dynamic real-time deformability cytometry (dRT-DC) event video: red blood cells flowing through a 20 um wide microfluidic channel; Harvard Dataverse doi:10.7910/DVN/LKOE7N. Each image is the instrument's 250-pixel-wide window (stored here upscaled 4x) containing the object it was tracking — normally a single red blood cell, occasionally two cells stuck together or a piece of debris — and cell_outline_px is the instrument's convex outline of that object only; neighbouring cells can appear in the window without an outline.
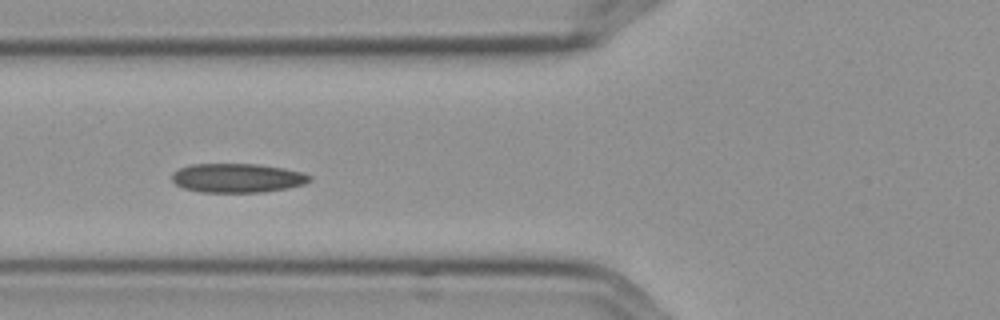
{"species": "Egyptian fruit bat (a non-hibernating species)", "species_latin": "Rousettus aegyptiacus", "temperature_condition": "cold", "stored_images_in_passage": 7, "camera_frame_rate_fps": 3000, "um_per_image_px": 0.085, "frame": {"image": 1, "passage_image": 5, "time_ms": 1.333, "image_size_px": [1000, 320], "cell_outline_px": [[312, 180], [304, 184], [288, 188], [260, 192], [200, 192], [184, 188], [176, 184], [172, 180], [172, 172], [180, 168], [192, 164], [256, 164], [284, 168], [300, 172], [312, 176]], "centroid_in_image_um": [20.17, 15.13], "position_along_channel_um": 105.6, "area_um2": 23.29}}
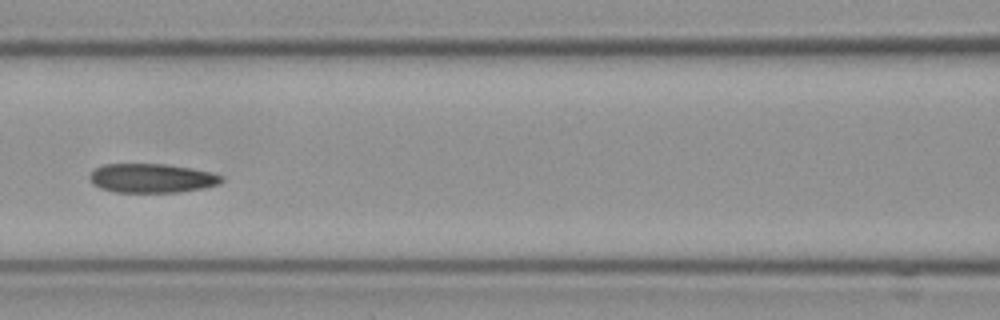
{"frame": {"image": 2, "passage_image": 6, "time_ms": 1.667, "image_size_px": [1000, 320], "cell_outline_px": [[224, 180], [220, 184], [204, 188], [180, 192], [116, 192], [100, 188], [92, 184], [88, 180], [88, 176], [96, 168], [104, 164], [164, 164], [192, 168], [212, 172], [224, 176]], "centroid_in_image_um": [12.92, 15.15], "position_along_channel_um": 153.7, "area_um2": 22.6}}
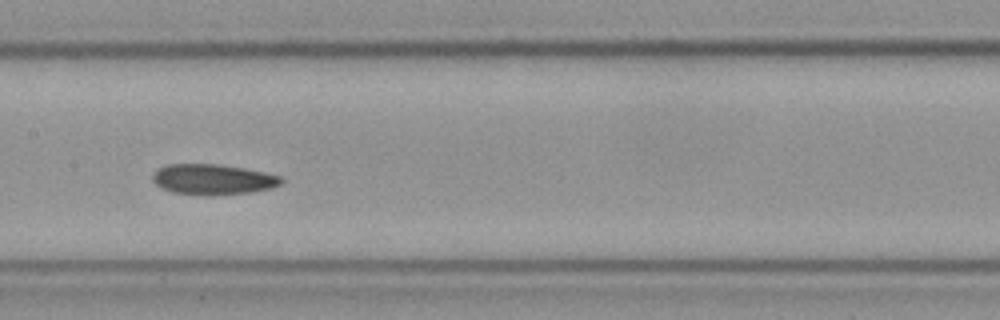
{"frame": {"image": 3, "passage_image": 7, "time_ms": 2.0, "image_size_px": [1000, 320], "cell_outline_px": [[284, 180], [280, 184], [272, 188], [252, 192], [212, 196], [172, 192], [160, 188], [152, 180], [152, 176], [160, 168], [168, 164], [216, 164], [244, 168], [264, 172], [280, 176]], "centroid_in_image_um": [18.11, 15.26], "position_along_channel_um": 189.3, "area_um2": 22.89}}